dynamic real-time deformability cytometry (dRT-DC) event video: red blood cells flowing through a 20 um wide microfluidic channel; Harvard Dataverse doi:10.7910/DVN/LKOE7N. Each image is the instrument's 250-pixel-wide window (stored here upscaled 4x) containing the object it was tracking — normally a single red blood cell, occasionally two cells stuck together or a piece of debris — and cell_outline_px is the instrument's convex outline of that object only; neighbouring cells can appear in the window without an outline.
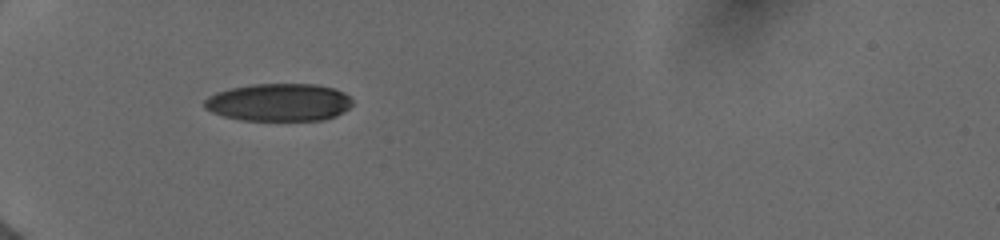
{"species": "human", "species_latin": "Homo sapiens", "temperature_condition": "cold", "stored_images_in_passage": 64, "camera_frame_rate_fps": 3000, "um_per_image_px": 0.085, "donor": {"sex": "female"}, "frame": {"image": 1, "passage_image": 1, "time_ms": 0.0, "image_size_px": [1000, 240], "cell_outline_px": [[352, 104], [344, 112], [336, 116], [324, 120], [240, 120], [224, 116], [212, 112], [204, 108], [204, 100], [208, 96], [216, 92], [228, 88], [252, 84], [316, 84], [332, 88], [344, 92], [352, 100]], "centroid_in_image_um": [23.69, 8.7], "position_along_channel_um": 61.3, "area_um2": 32.66}}
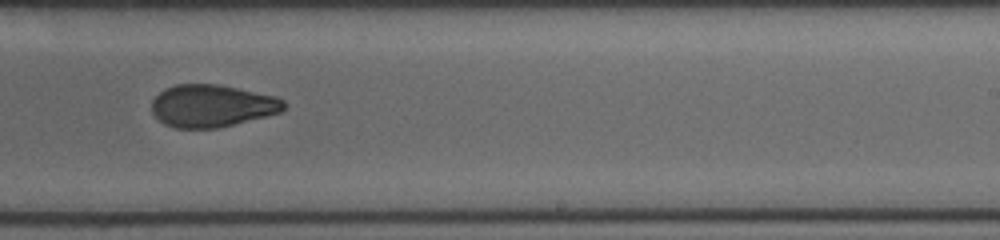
{"frame": {"image": 2, "passage_image": 27, "time_ms": 5.667, "image_size_px": [1000, 240], "cell_outline_px": [[288, 104], [280, 112], [216, 128], [176, 128], [164, 124], [152, 112], [152, 100], [164, 88], [176, 84], [216, 84], [276, 96], [284, 100]], "centroid_in_image_um": [18.0, 8.98], "position_along_channel_um": 271.0, "area_um2": 32.37}}
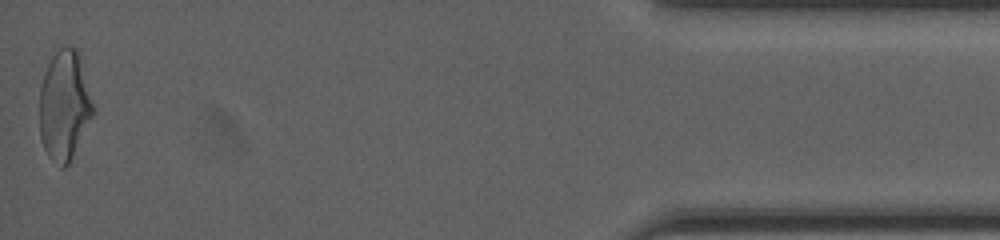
{"frame": {"image": 3, "passage_image": 63, "time_ms": 11.333, "image_size_px": [1000, 240], "cell_outline_px": [[96, 112], [68, 164], [64, 168], [60, 168], [48, 156], [44, 148], [40, 136], [40, 88], [44, 72], [52, 56], [60, 48], [72, 44], [76, 48], [96, 108]], "centroid_in_image_um": [5.49, 8.98], "position_along_channel_um": 429.7, "area_um2": 34.51}, "authors_computed_cell_mechanics": {"area_um2": 33.3795, "velocity_mm_per_s": 3.9972, "shape_relaxation_time_tau1_ms": 8.5412, "shape_relaxation_time_tau2_ms": 2.1112, "deformation_change_tau1": 0.2148, "deformation_change_tau2": 0.077}}